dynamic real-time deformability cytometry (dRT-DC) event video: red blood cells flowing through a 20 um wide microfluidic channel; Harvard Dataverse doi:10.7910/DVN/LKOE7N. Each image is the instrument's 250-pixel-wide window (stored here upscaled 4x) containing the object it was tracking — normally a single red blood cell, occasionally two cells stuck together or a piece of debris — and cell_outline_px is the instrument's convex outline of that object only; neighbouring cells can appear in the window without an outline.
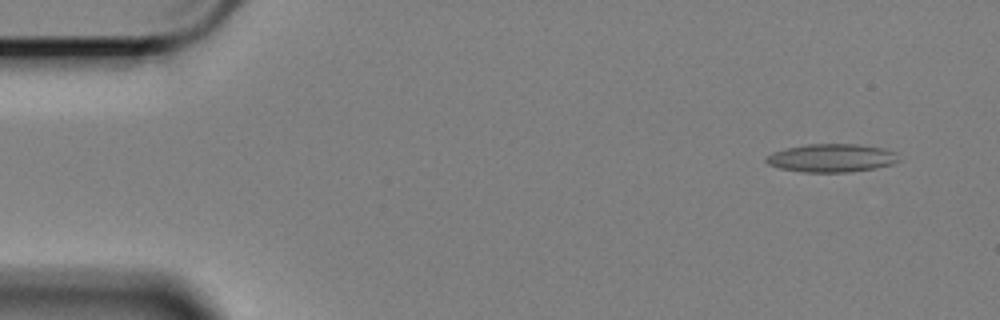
{"species": "Egyptian fruit bat (a non-hibernating species)", "species_latin": "Rousettus aegyptiacus", "temperature_condition": "cold", "stored_images_in_passage": 56, "camera_frame_rate_fps": 3000, "um_per_image_px": 0.085, "animal": {"sex": "female"}, "frame": {"image": 1, "passage_image": 1, "time_ms": 0.0, "image_size_px": [1000, 320], "cell_outline_px": [[900, 160], [892, 164], [876, 168], [848, 172], [800, 172], [780, 168], [768, 164], [764, 160], [772, 152], [788, 148], [808, 144], [856, 144], [880, 148], [892, 152]], "centroid_in_image_um": [70.64, 13.44], "position_along_channel_um": 14.4, "area_um2": 21.5}}
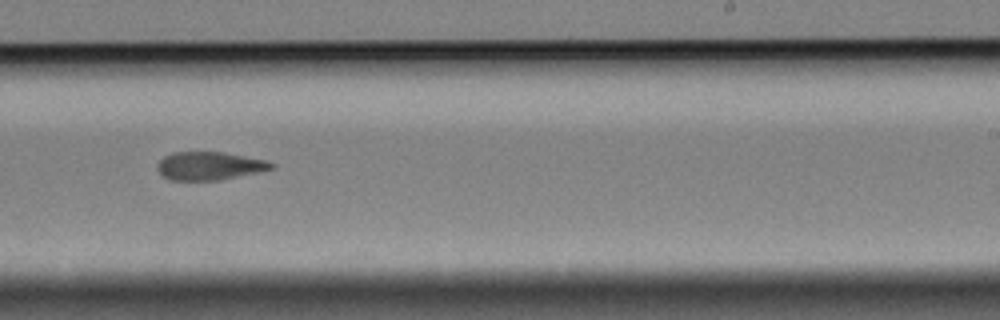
{"frame": {"image": 2, "passage_image": 33, "time_ms": 10.667, "image_size_px": [1000, 320], "cell_outline_px": [[276, 164], [272, 168], [256, 172], [220, 180], [172, 180], [160, 176], [156, 168], [156, 164], [164, 156], [172, 152], [220, 152], [264, 160]], "centroid_in_image_um": [17.7, 14.1], "position_along_channel_um": 271.3, "area_um2": 18.55}}
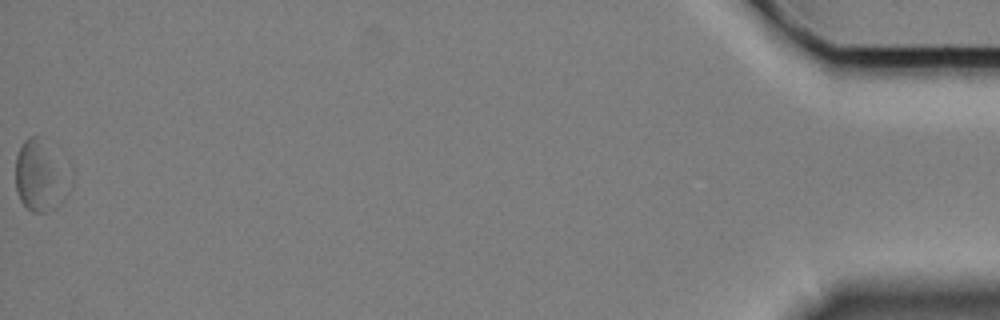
{"frame": {"image": 3, "passage_image": 56, "time_ms": 18.333, "image_size_px": [1000, 320], "cell_outline_px": [[48, 180], [44, 212], [32, 212], [20, 200], [16, 192], [16, 156], [24, 140], [28, 136], [36, 136], [48, 172]], "centroid_in_image_um": [2.69, 14.91], "position_along_channel_um": 432.5, "area_um2": 13.81}, "authors_computed_cell_mechanics": {"area_um2": 19.7965, "velocity_mm_per_s": 3.3633, "shape_relaxation_time_tau1_ms": null, "shape_relaxation_time_tau2_ms": 4.2768, "deformation_change_tau1": null, "deformation_change_tau2": 0.1119}}